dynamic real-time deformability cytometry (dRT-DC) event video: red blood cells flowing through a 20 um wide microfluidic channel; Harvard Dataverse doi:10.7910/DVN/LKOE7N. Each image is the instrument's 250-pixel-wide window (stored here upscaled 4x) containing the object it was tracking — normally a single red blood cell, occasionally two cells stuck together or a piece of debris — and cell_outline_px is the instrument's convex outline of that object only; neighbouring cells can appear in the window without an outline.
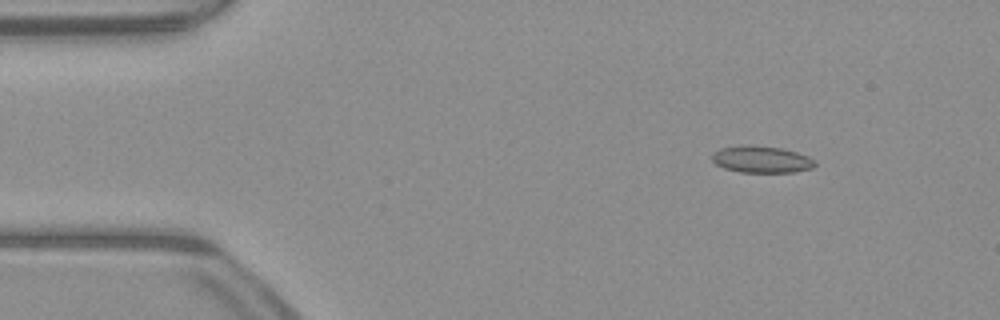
{"species": "common noctule bat (a hibernating species)", "species_latin": "Nyctalus noctula", "temperature_condition": "warm", "stored_images_in_passage": 51, "camera_frame_rate_fps": 3000, "um_per_image_px": 0.085, "animal": {"sex": "male", "body_mass_g": 23.1, "forearm_length_mm": 52.7}, "frame": {"image": 1, "passage_image": 6, "time_ms": 1.667, "image_size_px": [1000, 320], "cell_outline_px": [[816, 164], [812, 168], [792, 172], [740, 172], [724, 168], [716, 164], [712, 160], [712, 152], [720, 148], [744, 144], [752, 144], [784, 148], [808, 156], [816, 160]], "centroid_in_image_um": [64.71, 13.52], "position_along_channel_um": 20.3, "area_um2": 16.36}}
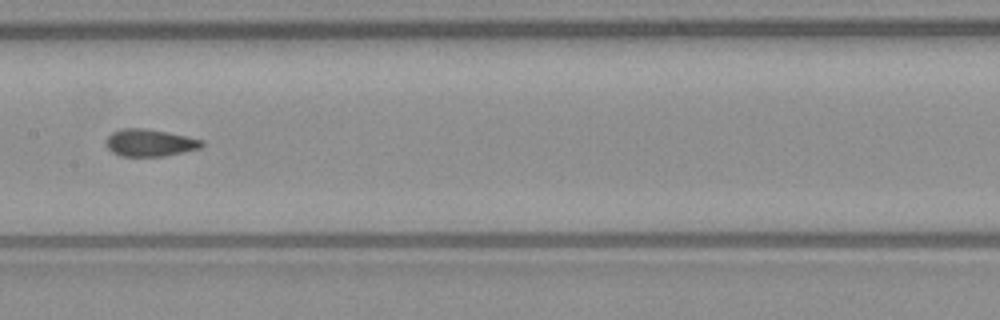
{"frame": {"image": 2, "passage_image": 25, "time_ms": 8.0, "image_size_px": [1000, 320], "cell_outline_px": [[204, 144], [200, 148], [184, 152], [164, 156], [120, 156], [112, 152], [104, 144], [104, 140], [112, 132], [120, 128], [144, 128], [204, 140]], "centroid_in_image_um": [12.68, 12.14], "position_along_channel_um": 194.7, "area_um2": 15.2}}
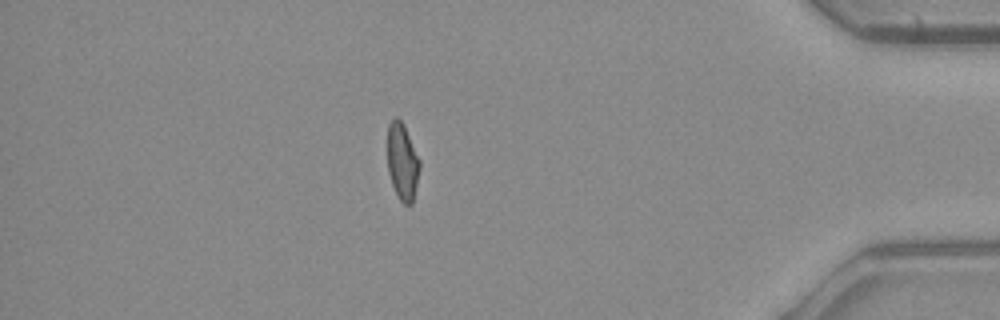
{"frame": {"image": 3, "passage_image": 44, "time_ms": 14.333, "image_size_px": [1000, 320], "cell_outline_px": [[420, 168], [412, 204], [404, 204], [396, 196], [388, 172], [388, 124], [392, 116], [396, 116], [404, 124], [420, 160]], "centroid_in_image_um": [34.19, 13.72], "position_along_channel_um": 401.0, "area_um2": 14.57}, "authors_computed_cell_mechanics": {"area_um2": 15.3748, "velocity_mm_per_s": 4.013, "shape_relaxation_time_tau1_ms": 6.1114, "shape_relaxation_time_tau2_ms": 1.6866, "deformation_change_tau1": 0.1422, "deformation_change_tau2": 0.0745}}